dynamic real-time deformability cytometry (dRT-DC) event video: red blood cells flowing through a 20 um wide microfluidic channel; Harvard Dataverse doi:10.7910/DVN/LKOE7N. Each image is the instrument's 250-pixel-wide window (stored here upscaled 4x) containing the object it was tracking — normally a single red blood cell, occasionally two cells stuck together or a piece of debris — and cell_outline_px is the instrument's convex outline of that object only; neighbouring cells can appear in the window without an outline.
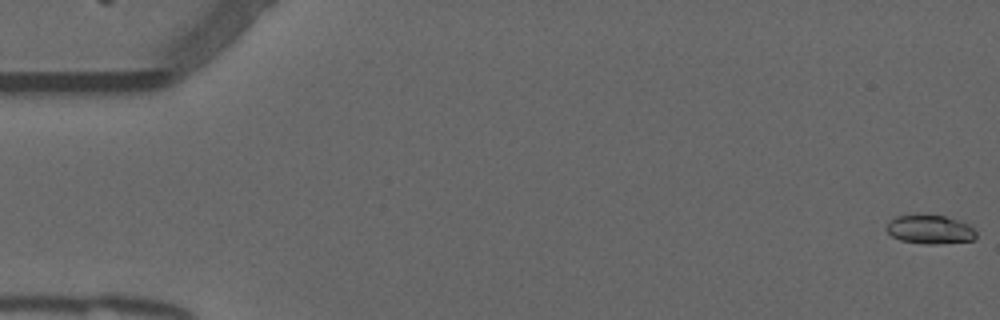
{"species": "common noctule bat (a hibernating species)", "species_latin": "Nyctalus noctula", "temperature_condition": "warm", "stored_images_in_passage": 40, "camera_frame_rate_fps": 3000, "um_per_image_px": 0.085, "animal": {"sex": "male", "forearm_length_mm": 52.5}, "frame": {"image": 1, "passage_image": 1, "time_ms": 0.0, "image_size_px": [1000, 320], "cell_outline_px": [[976, 236], [972, 240], [936, 244], [924, 244], [900, 240], [892, 236], [884, 228], [888, 220], [896, 216], [944, 216], [968, 224], [976, 232]], "centroid_in_image_um": [78.99, 19.52], "position_along_channel_um": 6.0, "area_um2": 14.8}}
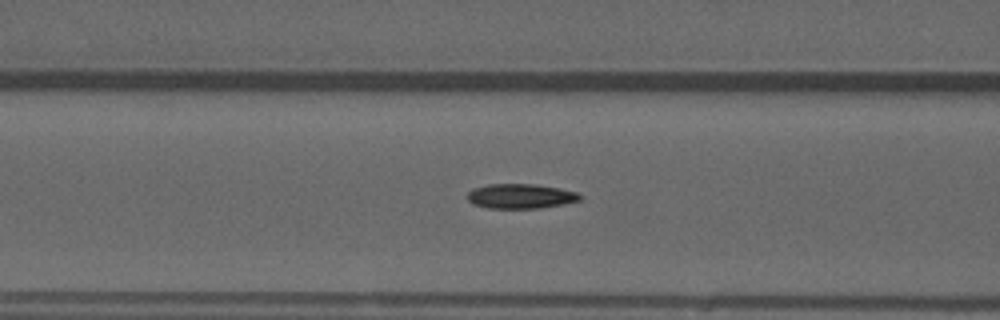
{"frame": {"image": 2, "passage_image": 22, "time_ms": 7.0, "image_size_px": [1000, 320], "cell_outline_px": [[580, 200], [564, 204], [540, 208], [488, 208], [472, 204], [468, 200], [468, 192], [472, 188], [488, 184], [532, 184], [560, 188], [576, 192], [580, 196]], "centroid_in_image_um": [44.21, 16.67], "position_along_channel_um": 122.4, "area_um2": 16.18}}
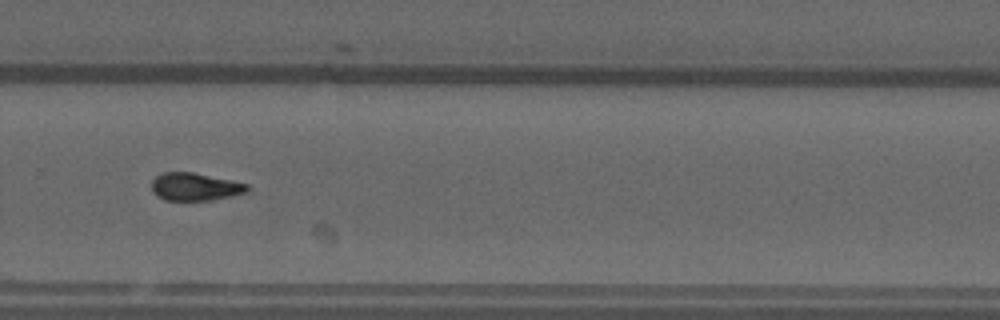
{"frame": {"image": 3, "passage_image": 37, "time_ms": 12.0, "image_size_px": [1000, 320], "cell_outline_px": [[248, 192], [232, 196], [212, 200], [164, 200], [156, 196], [152, 192], [152, 180], [156, 176], [164, 172], [192, 172], [248, 184]], "centroid_in_image_um": [16.55, 15.88], "position_along_channel_um": 313.2, "area_um2": 15.43}}